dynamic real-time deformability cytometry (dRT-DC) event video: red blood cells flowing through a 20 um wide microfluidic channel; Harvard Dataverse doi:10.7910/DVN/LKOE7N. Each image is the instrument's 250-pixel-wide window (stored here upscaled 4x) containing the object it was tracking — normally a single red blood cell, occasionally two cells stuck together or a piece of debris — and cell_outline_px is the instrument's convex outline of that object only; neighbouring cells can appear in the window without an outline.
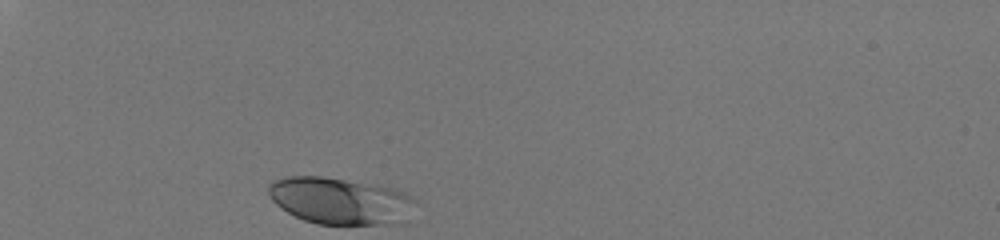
{"species": "human", "species_latin": "Homo sapiens", "temperature_condition": "room temperature", "stored_images_in_passage": 30, "camera_frame_rate_fps": 3000, "um_per_image_px": 0.085, "donor": {"sex": "male"}, "frame": {"image": 1, "passage_image": 1, "time_ms": 0.0, "image_size_px": [1000, 240], "cell_outline_px": [[416, 200], [408, 224], [316, 224], [304, 220], [280, 208], [268, 196], [268, 184], [272, 180], [288, 176], [320, 176], [388, 184], [412, 196]], "centroid_in_image_um": [29.01, 17.06], "position_along_channel_um": 56.0, "area_um2": 41.38}}
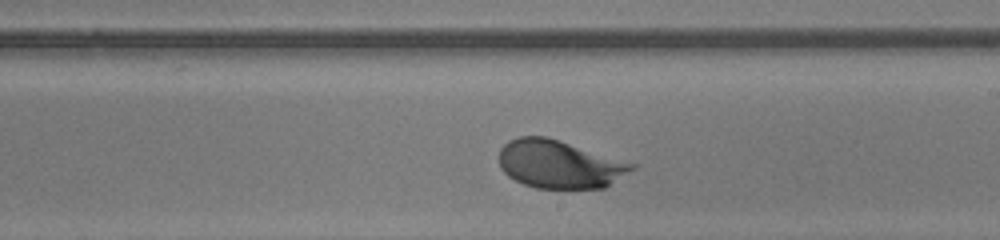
{"frame": {"image": 2, "passage_image": 18, "time_ms": 5.667, "image_size_px": [1000, 240], "cell_outline_px": [[636, 168], [604, 188], [536, 188], [524, 184], [508, 176], [500, 168], [500, 148], [508, 140], [520, 136], [544, 136], [560, 140], [636, 164]], "centroid_in_image_um": [47.54, 13.95], "position_along_channel_um": 241.5, "area_um2": 37.11}}
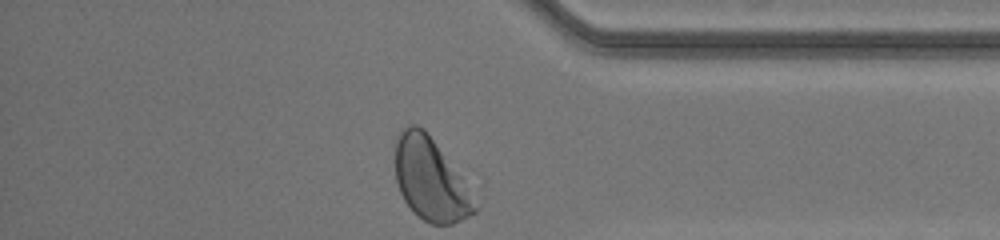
{"frame": {"image": 3, "passage_image": 30, "time_ms": 9.667, "image_size_px": [1000, 240], "cell_outline_px": [[480, 208], [476, 212], [452, 224], [432, 224], [424, 220], [404, 200], [400, 192], [396, 180], [396, 136], [400, 128], [408, 124], [416, 124], [424, 128], [460, 176], [480, 204]], "centroid_in_image_um": [36.6, 15.23], "position_along_channel_um": 398.6, "area_um2": 37.92}, "authors_computed_cell_mechanics": {"area_um2": 37.2232, "velocity_mm_per_s": 4.0516, "shape_relaxation_time_tau1_ms": 2.5125, "shape_relaxation_time_tau2_ms": null, "deformation_change_tau1": 0.1635, "deformation_change_tau2": null}}